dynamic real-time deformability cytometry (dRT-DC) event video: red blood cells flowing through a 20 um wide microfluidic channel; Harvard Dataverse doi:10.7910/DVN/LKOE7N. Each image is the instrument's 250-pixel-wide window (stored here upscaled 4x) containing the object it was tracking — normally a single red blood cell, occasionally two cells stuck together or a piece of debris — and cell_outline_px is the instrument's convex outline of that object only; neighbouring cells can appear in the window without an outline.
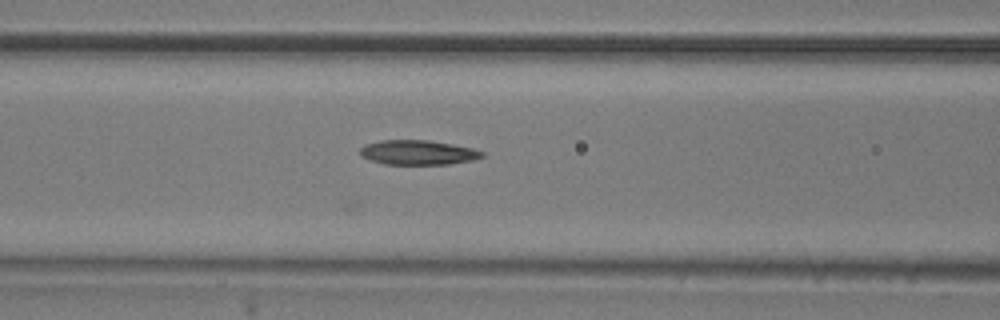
{"species": "common noctule bat (a hibernating species)", "species_latin": "Nyctalus noctula", "temperature_condition": "room temperature", "stored_images_in_passage": 6, "camera_frame_rate_fps": 3000, "um_per_image_px": 0.085, "animal": {"sex": "male", "body_mass_g": 20.5, "forearm_length_mm": 52.5}, "frame": {"image": 1, "passage_image": 6, "time_ms": 1.667, "image_size_px": [1000, 320], "cell_outline_px": [[484, 156], [472, 160], [448, 164], [384, 164], [360, 156], [360, 148], [364, 144], [380, 140], [428, 140], [452, 144], [472, 148], [484, 152]], "centroid_in_image_um": [35.5, 12.95], "position_along_channel_um": 131.1, "area_um2": 17.46}}